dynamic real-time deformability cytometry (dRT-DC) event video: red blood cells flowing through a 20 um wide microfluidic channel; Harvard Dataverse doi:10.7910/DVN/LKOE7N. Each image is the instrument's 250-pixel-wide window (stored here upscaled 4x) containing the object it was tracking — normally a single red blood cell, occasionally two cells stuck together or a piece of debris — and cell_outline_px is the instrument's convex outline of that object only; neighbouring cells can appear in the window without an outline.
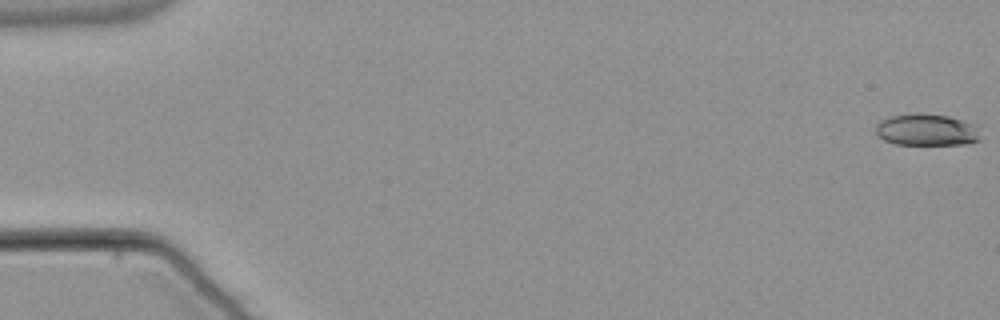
{"species": "common noctule bat (a hibernating species)", "species_latin": "Nyctalus noctula", "temperature_condition": "warm", "stored_images_in_passage": 54, "camera_frame_rate_fps": 3000, "um_per_image_px": 0.085, "animal": {"sex": "male", "body_mass_g": 21.5, "forearm_length_mm": 52.0}, "frame": {"image": 1, "passage_image": 1, "time_ms": 0.0, "image_size_px": [1000, 320], "cell_outline_px": [[980, 140], [968, 144], [896, 144], [884, 140], [876, 136], [876, 124], [880, 120], [892, 116], [916, 112], [948, 116], [964, 120], [976, 124]], "centroid_in_image_um": [78.76, 11.03], "position_along_channel_um": 6.2, "area_um2": 19.59}}
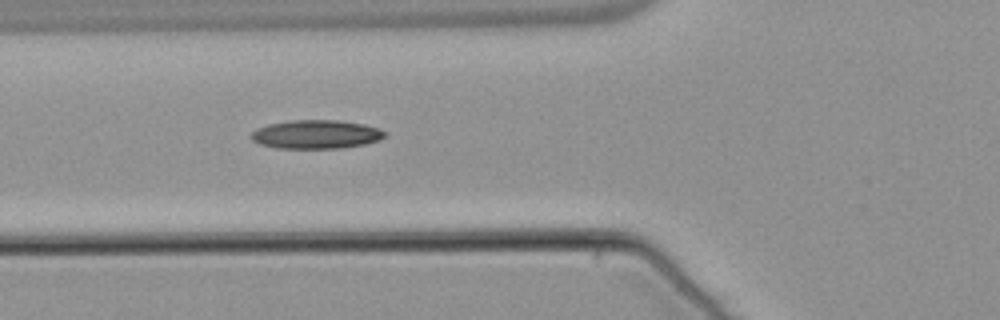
{"frame": {"image": 2, "passage_image": 21, "time_ms": 6.667, "image_size_px": [1000, 320], "cell_outline_px": [[388, 132], [380, 140], [364, 144], [344, 148], [276, 148], [260, 144], [252, 140], [248, 136], [256, 128], [268, 124], [288, 120], [340, 120], [364, 124], [380, 128]], "centroid_in_image_um": [26.87, 11.41], "position_along_channel_um": 98.9, "area_um2": 22.66}}
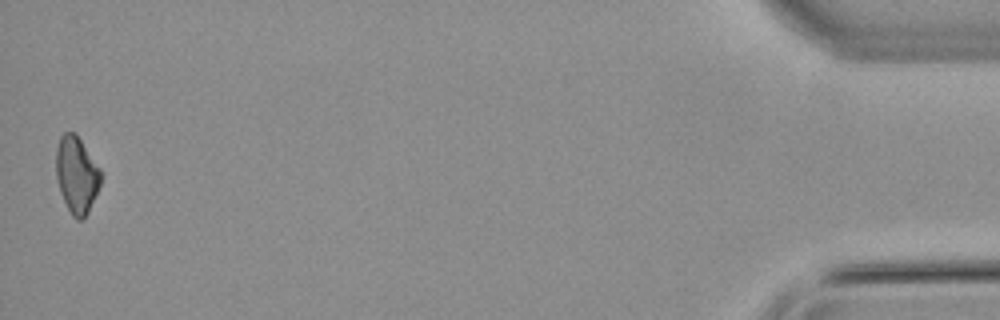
{"frame": {"image": 3, "passage_image": 54, "time_ms": 17.667, "image_size_px": [1000, 320], "cell_outline_px": [[100, 184], [88, 212], [84, 220], [76, 220], [72, 216], [60, 192], [56, 176], [56, 148], [60, 136], [64, 132], [76, 132], [100, 168]], "centroid_in_image_um": [6.5, 14.84], "position_along_channel_um": 428.7, "area_um2": 20.0}, "authors_computed_cell_mechanics": {"area_um2": 20.5479, "velocity_mm_per_s": 3.8423, "shape_relaxation_time_tau1_ms": 11.3373, "shape_relaxation_time_tau2_ms": null, "deformation_change_tau1": 0.2017, "deformation_change_tau2": null}}